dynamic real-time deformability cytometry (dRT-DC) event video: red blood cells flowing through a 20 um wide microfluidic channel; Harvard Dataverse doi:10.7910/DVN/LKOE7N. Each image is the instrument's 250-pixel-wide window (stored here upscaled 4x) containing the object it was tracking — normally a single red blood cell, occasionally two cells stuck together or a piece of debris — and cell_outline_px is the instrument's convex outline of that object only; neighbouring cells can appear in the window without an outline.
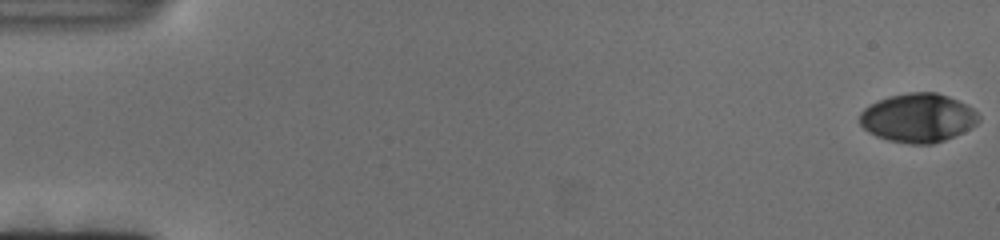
{"species": "human", "species_latin": "Homo sapiens", "temperature_condition": "cold", "stored_images_in_passage": 131, "camera_frame_rate_fps": 3000, "um_per_image_px": 0.085, "donor": {"sex": "female"}, "frame": {"image": 1, "passage_image": 1, "time_ms": 0.0, "image_size_px": [1000, 240], "cell_outline_px": [[980, 120], [972, 128], [964, 132], [944, 140], [932, 144], [912, 144], [888, 140], [876, 136], [868, 132], [860, 124], [860, 112], [868, 104], [876, 100], [888, 96], [908, 92], [936, 92], [948, 96], [968, 104], [980, 116]], "centroid_in_image_um": [78.03, 10.01], "position_along_channel_um": 7.0, "area_um2": 34.22}}
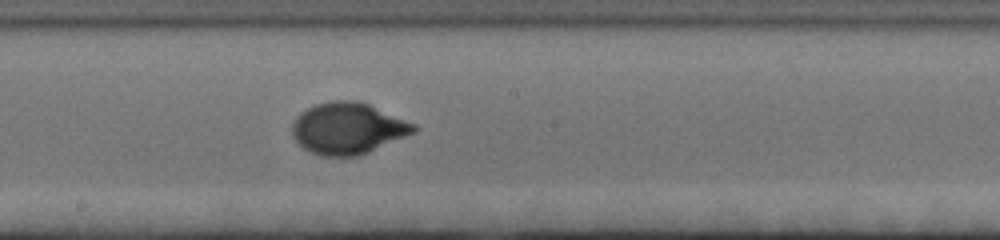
{"frame": {"image": 2, "passage_image": 73, "time_ms": 24.0, "image_size_px": [1000, 240], "cell_outline_px": [[420, 128], [416, 132], [360, 156], [320, 156], [304, 148], [292, 136], [292, 124], [296, 116], [300, 112], [316, 104], [332, 100], [360, 100], [416, 124]], "centroid_in_image_um": [29.59, 10.9], "position_along_channel_um": 218.6, "area_um2": 36.76}}
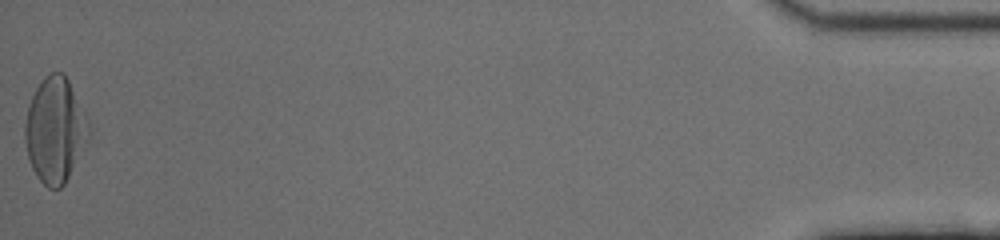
{"frame": {"image": 3, "passage_image": 131, "time_ms": 43.333, "image_size_px": [1000, 240], "cell_outline_px": [[92, 132], [88, 140], [64, 184], [60, 188], [48, 188], [36, 176], [32, 168], [28, 156], [24, 140], [24, 124], [28, 104], [36, 88], [44, 76], [52, 72], [64, 72], [92, 128]], "centroid_in_image_um": [4.67, 11.05], "position_along_channel_um": 430.5, "area_um2": 39.07}}